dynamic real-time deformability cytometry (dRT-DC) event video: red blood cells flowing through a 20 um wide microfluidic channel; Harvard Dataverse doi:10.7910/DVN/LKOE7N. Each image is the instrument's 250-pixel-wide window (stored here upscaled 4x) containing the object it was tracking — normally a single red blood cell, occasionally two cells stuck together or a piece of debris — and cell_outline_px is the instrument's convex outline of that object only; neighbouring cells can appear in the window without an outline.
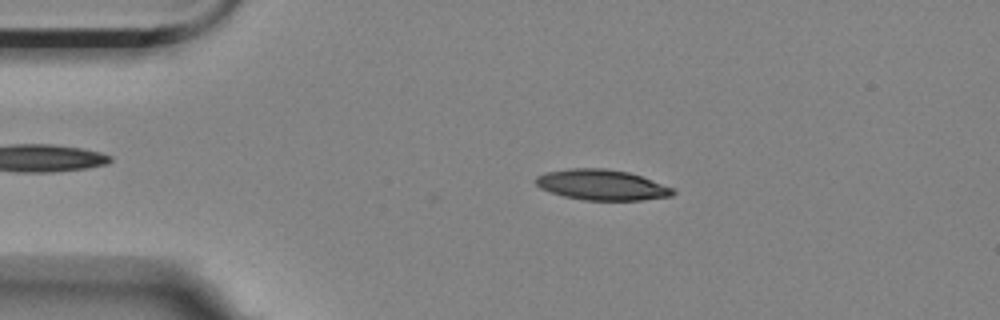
{"species": "Egyptian fruit bat (a non-hibernating species)", "species_latin": "Rousettus aegyptiacus", "temperature_condition": "room temperature", "stored_images_in_passage": 14, "camera_frame_rate_fps": 3000, "um_per_image_px": 0.085, "animal": {"sex": "female"}, "frame": {"image": 1, "passage_image": 3, "time_ms": 0.667, "image_size_px": [1000, 320], "cell_outline_px": [[676, 192], [672, 196], [640, 200], [584, 200], [564, 196], [540, 188], [532, 180], [536, 176], [548, 172], [572, 168], [604, 168], [628, 172], [676, 188]], "centroid_in_image_um": [51.17, 15.71], "position_along_channel_um": 33.8, "area_um2": 24.39}}
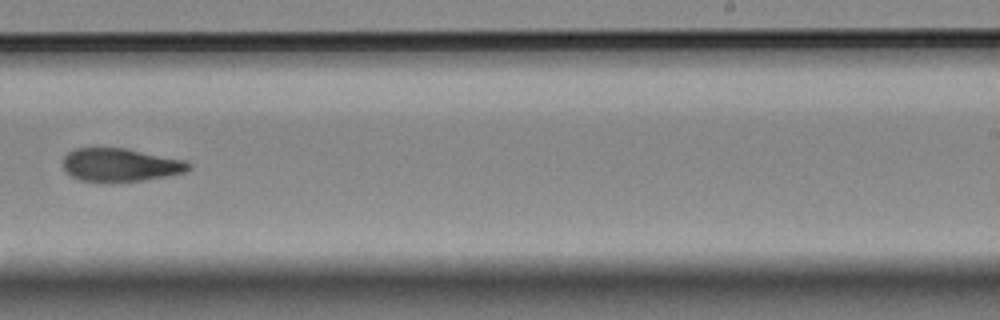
{"frame": {"image": 2, "passage_image": 9, "time_ms": 2.667, "image_size_px": [1000, 320], "cell_outline_px": [[192, 168], [188, 172], [168, 176], [144, 180], [80, 180], [72, 176], [64, 168], [64, 156], [68, 152], [76, 148], [124, 148], [184, 160], [192, 164]], "centroid_in_image_um": [10.29, 14.0], "position_along_channel_um": 278.7, "area_um2": 23.81}}
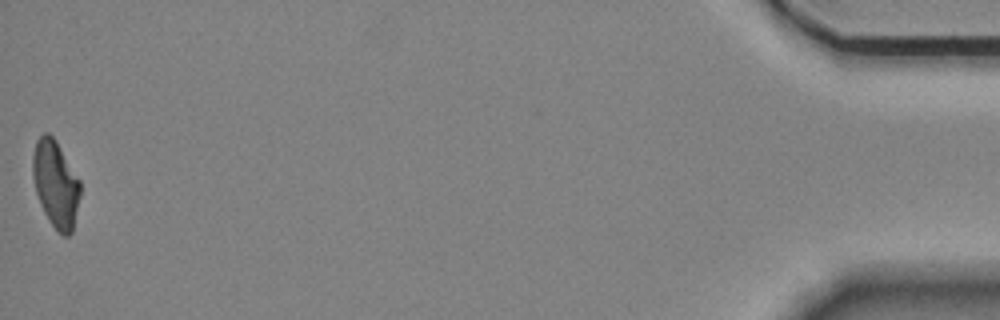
{"frame": {"image": 3, "passage_image": 14, "time_ms": 4.333, "image_size_px": [1000, 320], "cell_outline_px": [[80, 196], [72, 232], [68, 236], [64, 236], [56, 232], [48, 220], [40, 204], [36, 192], [32, 176], [32, 156], [36, 140], [44, 132], [48, 132], [56, 140], [80, 180]], "centroid_in_image_um": [4.72, 15.65], "position_along_channel_um": 430.5, "area_um2": 24.28}}